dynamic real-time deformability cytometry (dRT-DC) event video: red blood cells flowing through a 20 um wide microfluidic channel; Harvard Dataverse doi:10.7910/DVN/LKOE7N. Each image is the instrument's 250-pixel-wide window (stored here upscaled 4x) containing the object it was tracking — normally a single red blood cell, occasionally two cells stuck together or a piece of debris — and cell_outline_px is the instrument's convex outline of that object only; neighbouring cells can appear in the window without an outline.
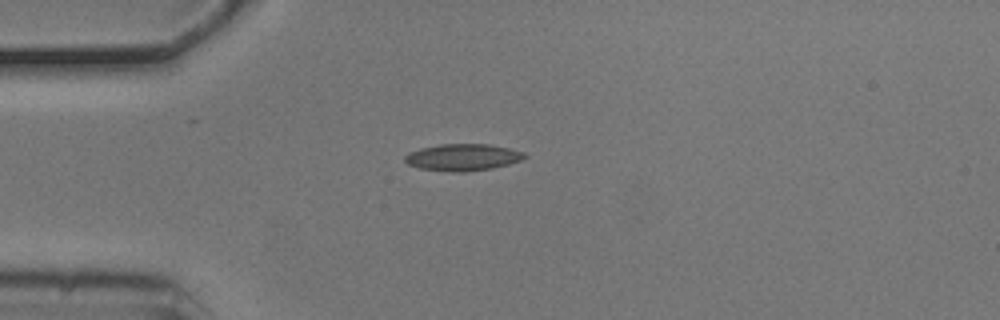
{"species": "common noctule bat (a hibernating species)", "species_latin": "Nyctalus noctula", "temperature_condition": "cold", "stored_images_in_passage": 41, "camera_frame_rate_fps": 3000, "um_per_image_px": 0.085, "animal": {"sex": "male", "body_mass_g": 20.5, "forearm_length_mm": 52.5}, "frame": {"image": 1, "passage_image": 1, "time_ms": 0.0, "image_size_px": [1000, 320], "cell_outline_px": [[528, 156], [520, 160], [508, 164], [492, 168], [464, 172], [452, 172], [420, 168], [408, 164], [404, 160], [404, 156], [408, 152], [420, 148], [440, 144], [488, 144], [508, 148], [524, 152]], "centroid_in_image_um": [39.31, 13.36], "position_along_channel_um": 45.7, "area_um2": 18.67}}
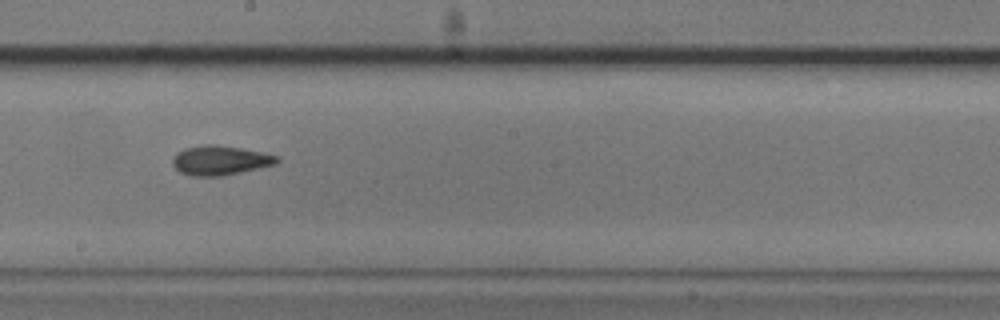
{"frame": {"image": 2, "passage_image": 17, "time_ms": 5.333, "image_size_px": [1000, 320], "cell_outline_px": [[280, 160], [276, 164], [224, 176], [192, 176], [180, 172], [172, 164], [172, 156], [176, 152], [184, 148], [204, 144], [216, 144], [240, 148], [280, 156]], "centroid_in_image_um": [18.69, 13.62], "position_along_channel_um": 229.5, "area_um2": 18.09}}
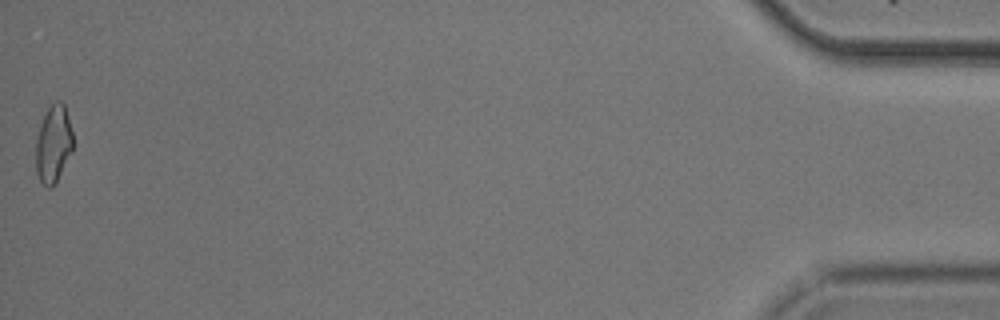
{"frame": {"image": 3, "passage_image": 41, "time_ms": 13.333, "image_size_px": [1000, 320], "cell_outline_px": [[72, 152], [56, 184], [52, 188], [48, 188], [40, 180], [36, 172], [36, 136], [40, 124], [48, 108], [56, 100], [60, 100], [64, 104], [72, 132]], "centroid_in_image_um": [4.53, 12.27], "position_along_channel_um": 430.7, "area_um2": 16.82}, "authors_computed_cell_mechanics": {"area_um2": 17.2244, "velocity_mm_per_s": 3.7258, "shape_relaxation_time_tau1_ms": 2.2274, "shape_relaxation_time_tau2_ms": 3.1263, "deformation_change_tau1": 0.087, "deformation_change_tau2": 0.0977}}